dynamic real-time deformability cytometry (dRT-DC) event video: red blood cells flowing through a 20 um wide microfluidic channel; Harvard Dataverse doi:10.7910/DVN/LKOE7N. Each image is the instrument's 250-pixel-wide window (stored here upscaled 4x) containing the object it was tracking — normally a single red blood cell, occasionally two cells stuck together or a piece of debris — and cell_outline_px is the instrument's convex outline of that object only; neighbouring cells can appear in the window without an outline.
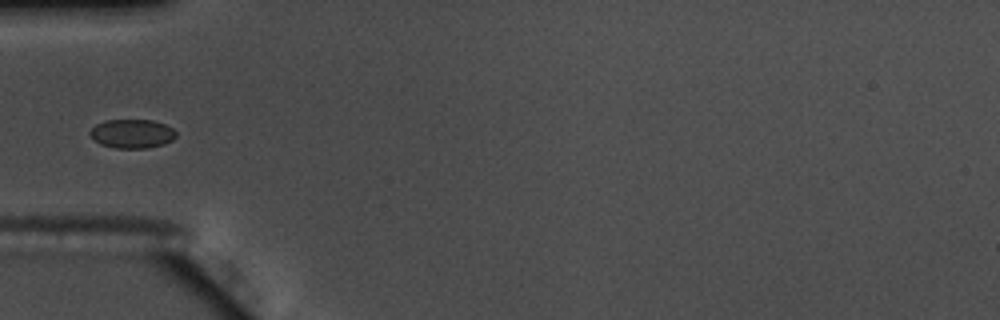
{"species": "common noctule bat (a hibernating species)", "species_latin": "Nyctalus noctula", "temperature_condition": "warm", "stored_images_in_passage": 38, "camera_frame_rate_fps": 3000, "um_per_image_px": 0.085, "animal": {"sex": "male", "body_mass_g": 17.5, "forearm_length_mm": 52.3}, "frame": {"image": 1, "passage_image": 1, "time_ms": 0.0, "image_size_px": [1000, 320], "cell_outline_px": [[176, 136], [172, 140], [164, 144], [148, 148], [116, 148], [100, 144], [88, 132], [96, 124], [104, 120], [152, 120], [164, 124], [172, 128], [176, 132]], "centroid_in_image_um": [11.23, 11.36], "position_along_channel_um": 73.8, "area_um2": 14.45}}
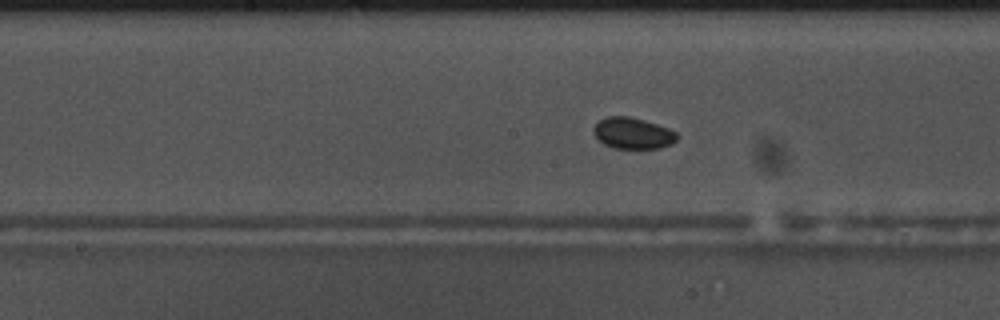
{"frame": {"image": 2, "passage_image": 11, "time_ms": 3.333, "image_size_px": [1000, 320], "cell_outline_px": [[676, 140], [672, 144], [660, 148], [612, 148], [604, 144], [592, 132], [592, 128], [600, 120], [608, 116], [628, 116], [644, 120], [668, 128], [676, 132]], "centroid_in_image_um": [53.77, 11.32], "position_along_channel_um": 194.4, "area_um2": 15.09}}
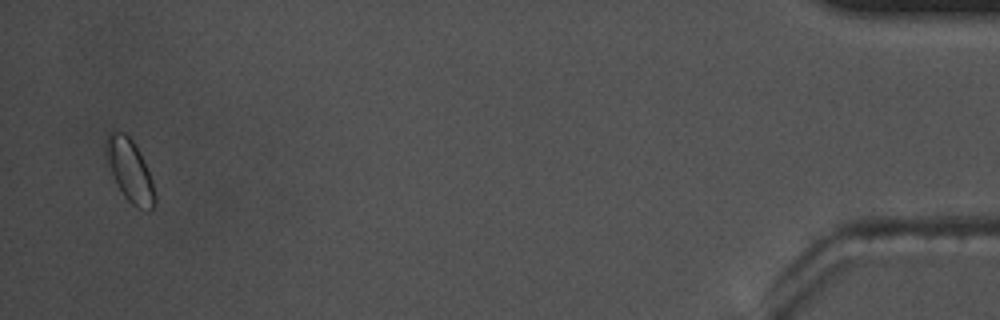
{"frame": {"image": 3, "passage_image": 37, "time_ms": 12.0, "image_size_px": [1000, 320], "cell_outline_px": [[156, 204], [148, 212], [136, 208], [124, 196], [116, 184], [104, 156], [104, 140], [108, 132], [124, 132], [132, 140], [140, 152], [152, 180], [156, 196]], "centroid_in_image_um": [11.01, 14.5], "position_along_channel_um": 424.2, "area_um2": 18.15}}